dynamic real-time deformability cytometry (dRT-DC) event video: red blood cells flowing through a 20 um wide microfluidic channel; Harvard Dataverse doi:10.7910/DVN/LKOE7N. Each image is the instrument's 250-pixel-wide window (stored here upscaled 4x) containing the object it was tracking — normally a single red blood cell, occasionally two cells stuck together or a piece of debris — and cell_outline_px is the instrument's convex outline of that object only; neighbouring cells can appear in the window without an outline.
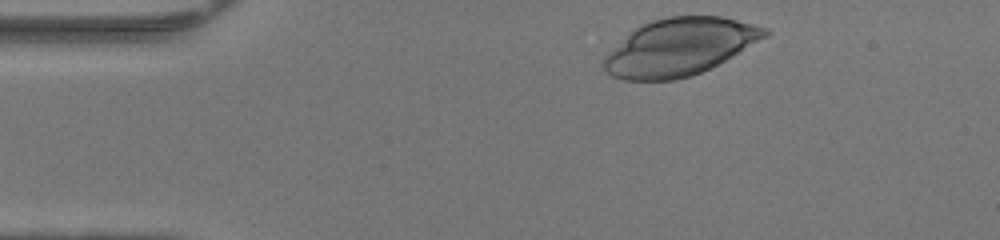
{"species": "human", "species_latin": "Homo sapiens", "temperature_condition": "warm", "stored_images_in_passage": 37, "camera_frame_rate_fps": 3000, "um_per_image_px": 0.085, "donor": {"sex": "female"}, "frame": {"image": 1, "passage_image": 1, "time_ms": 0.0, "image_size_px": [1000, 240], "cell_outline_px": [[772, 32], [768, 36], [732, 56], [692, 76], [676, 80], [624, 80], [612, 76], [600, 68], [600, 64], [604, 56], [628, 32], [640, 24], [652, 20], [668, 16], [720, 16], [768, 28]], "centroid_in_image_um": [57.7, 3.99], "position_along_channel_um": 27.3, "area_um2": 53.81}}
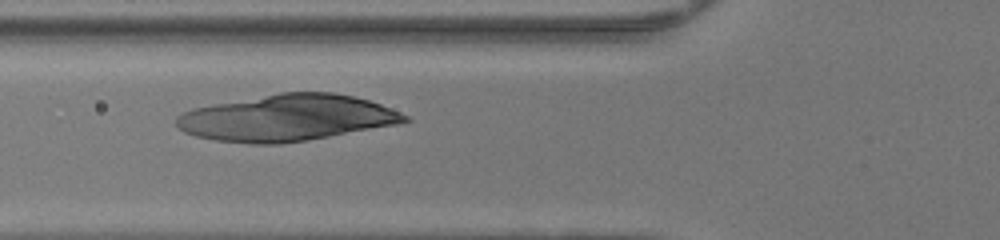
{"frame": {"image": 2, "passage_image": 11, "time_ms": 3.333, "image_size_px": [1000, 240], "cell_outline_px": [[412, 120], [400, 124], [280, 144], [252, 144], [216, 140], [196, 136], [184, 132], [176, 124], [176, 116], [192, 108], [280, 92], [332, 92], [352, 96], [368, 100], [380, 104], [400, 112], [408, 116]], "centroid_in_image_um": [24.39, 10.02], "position_along_channel_um": 101.4, "area_um2": 61.33}}
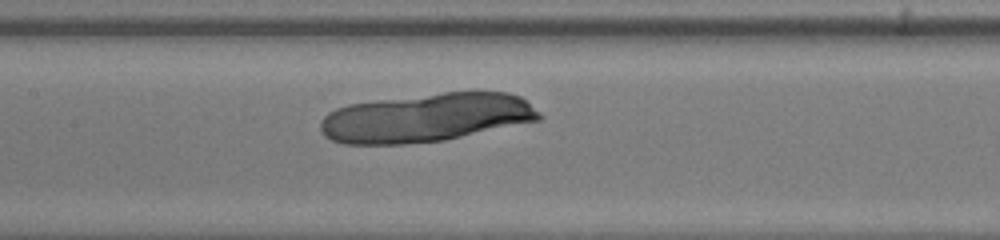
{"frame": {"image": 3, "passage_image": 16, "time_ms": 5.0, "image_size_px": [1000, 240], "cell_outline_px": [[540, 120], [444, 140], [404, 144], [344, 144], [332, 140], [324, 136], [320, 128], [320, 120], [328, 112], [336, 108], [348, 104], [444, 92], [508, 92], [520, 96], [540, 112]], "centroid_in_image_um": [36.2, 10.01], "position_along_channel_um": 171.2, "area_um2": 61.79}}